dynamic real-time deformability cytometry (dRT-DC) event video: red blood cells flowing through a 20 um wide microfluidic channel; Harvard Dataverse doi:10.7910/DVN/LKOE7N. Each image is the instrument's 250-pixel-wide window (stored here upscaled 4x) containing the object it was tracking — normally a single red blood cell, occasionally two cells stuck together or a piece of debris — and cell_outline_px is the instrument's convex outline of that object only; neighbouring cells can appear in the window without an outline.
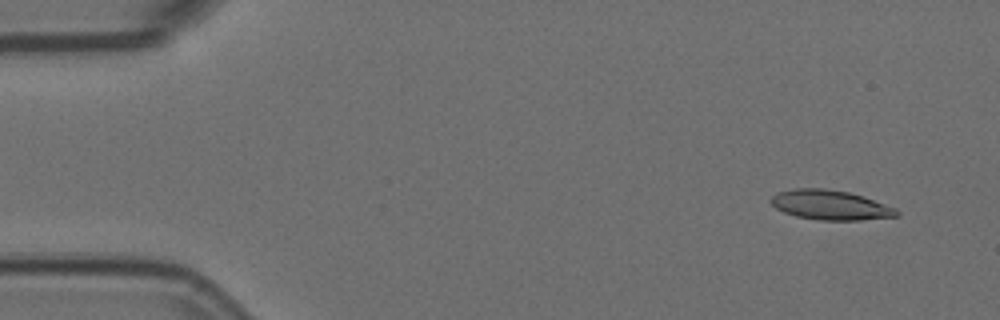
{"species": "Egyptian fruit bat (a non-hibernating species)", "species_latin": "Rousettus aegyptiacus", "temperature_condition": "room temperature", "stored_images_in_passage": 56, "camera_frame_rate_fps": 3000, "um_per_image_px": 0.085, "animal": {"sex": "female"}, "frame": {"image": 1, "passage_image": 4, "time_ms": 1.0, "image_size_px": [1000, 320], "cell_outline_px": [[900, 216], [860, 220], [820, 220], [796, 216], [784, 212], [776, 208], [768, 200], [776, 192], [796, 188], [824, 188], [848, 192], [864, 196], [896, 208], [900, 212]], "centroid_in_image_um": [70.58, 17.42], "position_along_channel_um": 14.4, "area_um2": 21.91}}
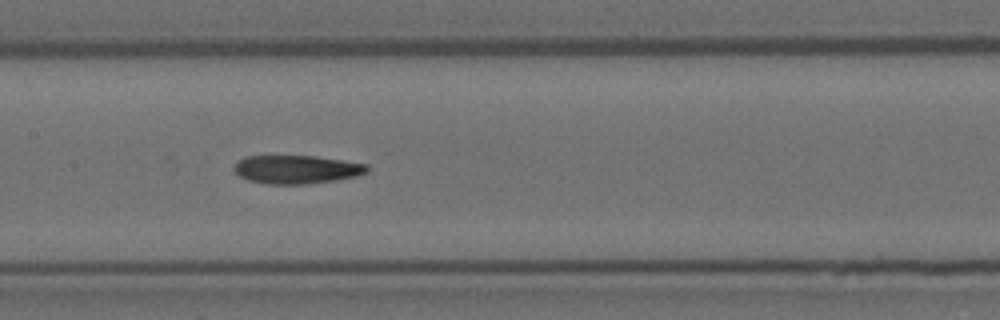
{"frame": {"image": 2, "passage_image": 27, "time_ms": 8.667, "image_size_px": [1000, 320], "cell_outline_px": [[368, 172], [356, 176], [336, 180], [304, 184], [264, 184], [248, 180], [240, 176], [232, 168], [236, 160], [244, 156], [316, 156], [368, 164]], "centroid_in_image_um": [25.17, 14.39], "position_along_channel_um": 182.2, "area_um2": 22.2}}
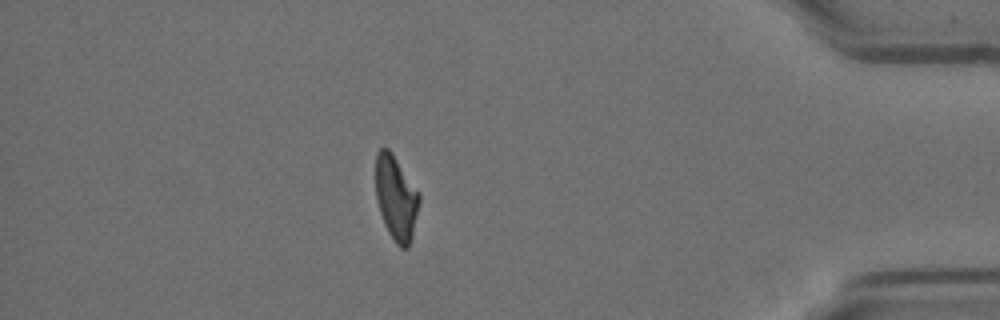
{"frame": {"image": 3, "passage_image": 49, "time_ms": 16.0, "image_size_px": [1000, 320], "cell_outline_px": [[420, 200], [412, 236], [408, 248], [400, 248], [396, 244], [388, 232], [384, 224], [376, 200], [376, 152], [380, 148], [388, 148], [392, 152], [420, 192]], "centroid_in_image_um": [33.67, 16.81], "position_along_channel_um": 401.5, "area_um2": 21.62}, "authors_computed_cell_mechanics": {"area_um2": 22.2819, "velocity_mm_per_s": 3.587, "shape_relaxation_time_tau1_ms": null, "shape_relaxation_time_tau2_ms": 8.2229, "deformation_change_tau1": null, "deformation_change_tau2": 0.1956}}